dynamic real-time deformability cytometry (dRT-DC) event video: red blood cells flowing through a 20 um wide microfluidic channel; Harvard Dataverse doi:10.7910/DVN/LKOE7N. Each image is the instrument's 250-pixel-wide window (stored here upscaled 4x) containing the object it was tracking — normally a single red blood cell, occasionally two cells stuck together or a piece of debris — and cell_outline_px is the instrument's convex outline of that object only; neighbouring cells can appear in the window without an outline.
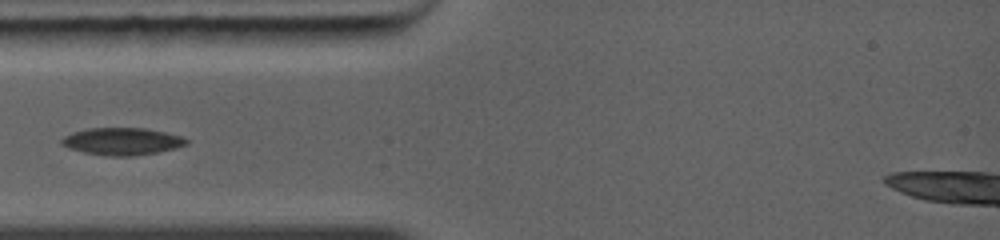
{"species": "common noctule bat (a hibernating species)", "species_latin": "Nyctalus noctula", "temperature_condition": "warm", "stored_images_in_passage": 3, "camera_frame_rate_fps": 5000, "um_per_image_px": 0.085, "animal": {"sex": "female", "body_mass_g": 19.0, "forearm_length_mm": 56.7}, "frame": {"image": 1, "passage_image": 3, "time_ms": 2.4, "image_size_px": [1000, 240], "cell_outline_px": [[188, 144], [176, 148], [136, 156], [104, 156], [84, 152], [60, 144], [60, 140], [64, 136], [72, 132], [88, 128], [144, 128], [164, 132], [180, 136], [188, 140]], "centroid_in_image_um": [10.36, 12.02], "position_along_channel_um": 74.6, "area_um2": 19.77}}